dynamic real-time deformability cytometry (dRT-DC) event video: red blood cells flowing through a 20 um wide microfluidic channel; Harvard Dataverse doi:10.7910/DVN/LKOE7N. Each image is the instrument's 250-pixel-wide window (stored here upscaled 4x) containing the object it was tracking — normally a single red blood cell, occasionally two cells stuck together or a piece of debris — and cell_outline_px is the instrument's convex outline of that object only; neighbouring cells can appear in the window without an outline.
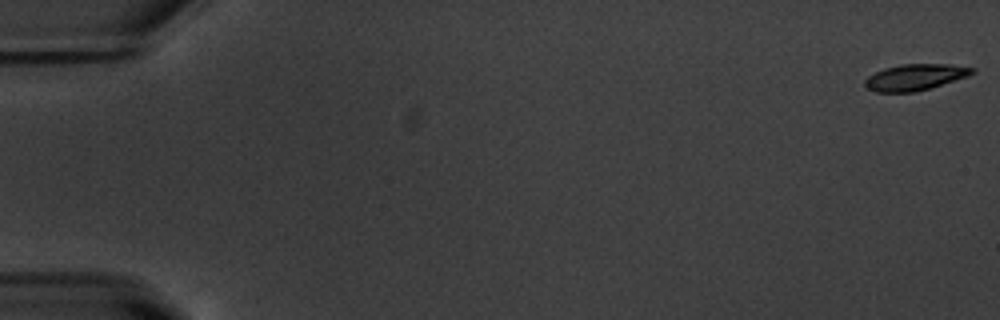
{"species": "common noctule bat (a hibernating species)", "species_latin": "Nyctalus noctula", "temperature_condition": "warm", "stored_images_in_passage": 55, "camera_frame_rate_fps": 3000, "um_per_image_px": 0.085, "animal": {"sex": "male", "body_mass_g": 20.1, "forearm_length_mm": 53.5}, "frame": {"image": 1, "passage_image": 1, "time_ms": 0.0, "image_size_px": [1000, 320], "cell_outline_px": [[976, 72], [968, 76], [928, 88], [912, 92], [876, 92], [868, 88], [864, 84], [864, 80], [868, 76], [884, 68], [900, 64], [948, 64], [976, 68]], "centroid_in_image_um": [77.78, 6.55], "position_along_channel_um": 7.2, "area_um2": 16.24}}
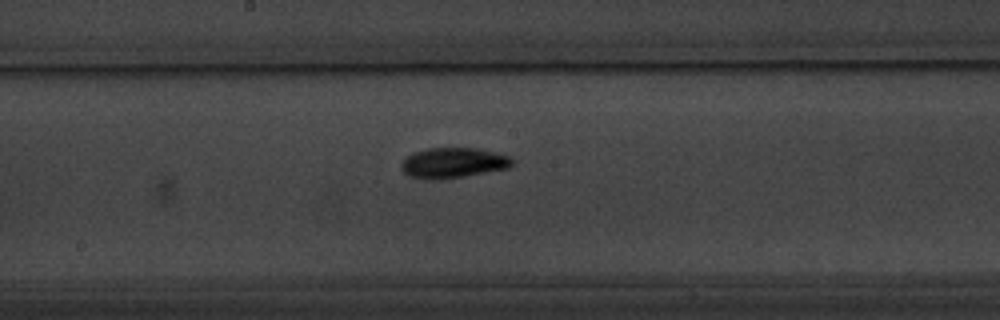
{"frame": {"image": 2, "passage_image": 30, "time_ms": 9.667, "image_size_px": [1000, 320], "cell_outline_px": [[516, 164], [508, 168], [464, 176], [440, 180], [428, 180], [408, 176], [400, 168], [400, 164], [412, 152], [428, 148], [476, 148], [496, 152], [508, 156], [516, 160]], "centroid_in_image_um": [38.53, 13.85], "position_along_channel_um": 209.7, "area_um2": 19.88}}
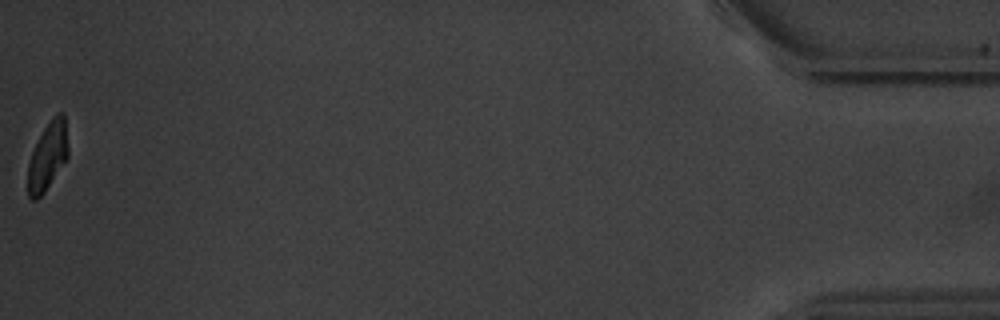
{"frame": {"image": 3, "passage_image": 55, "time_ms": 18.0, "image_size_px": [1000, 320], "cell_outline_px": [[68, 156], [44, 192], [36, 200], [32, 200], [28, 196], [28, 164], [32, 152], [44, 128], [52, 116], [60, 112], [64, 112], [68, 148]], "centroid_in_image_um": [4.05, 13.26], "position_along_channel_um": 431.2, "area_um2": 15.66}, "authors_computed_cell_mechanics": {"area_um2": 17.7446, "velocity_mm_per_s": 3.7581, "shape_relaxation_time_tau1_ms": 2.8728, "shape_relaxation_time_tau2_ms": 7.1148, "deformation_change_tau1": 0.1555, "deformation_change_tau2": 0.1131}}